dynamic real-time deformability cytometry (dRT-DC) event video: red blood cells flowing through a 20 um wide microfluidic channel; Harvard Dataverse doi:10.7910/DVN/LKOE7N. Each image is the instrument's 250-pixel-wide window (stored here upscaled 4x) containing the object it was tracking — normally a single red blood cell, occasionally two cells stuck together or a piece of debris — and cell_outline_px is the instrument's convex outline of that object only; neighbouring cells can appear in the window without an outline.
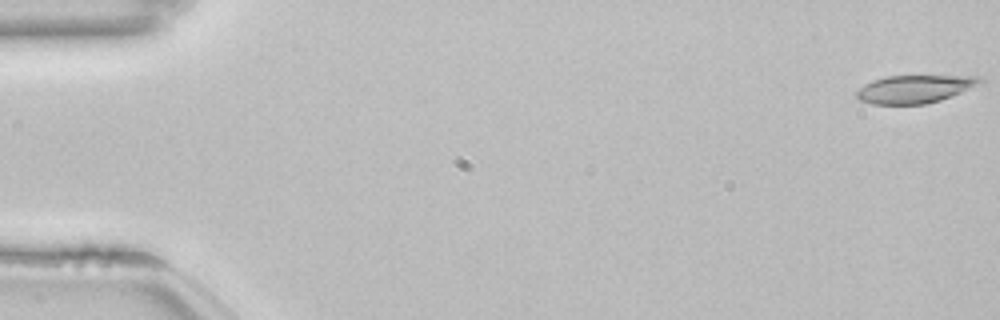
{"species": "common noctule bat (a hibernating species)", "species_latin": "Nyctalus noctula", "temperature_condition": "room temperature", "stored_images_in_passage": 54, "camera_frame_rate_fps": 3000, "um_per_image_px": 0.085, "animal": {"sex": "female", "body_mass_g": 22.7, "forearm_length_mm": 54.2}, "frame": {"image": 1, "passage_image": 1, "time_ms": 0.0, "image_size_px": [1000, 320], "cell_outline_px": [[984, 84], [952, 96], [940, 100], [924, 104], [872, 104], [860, 100], [856, 96], [856, 92], [864, 84], [872, 80], [884, 76], [980, 76], [984, 80]], "centroid_in_image_um": [77.8, 7.56], "position_along_channel_um": 7.2, "area_um2": 20.29}}
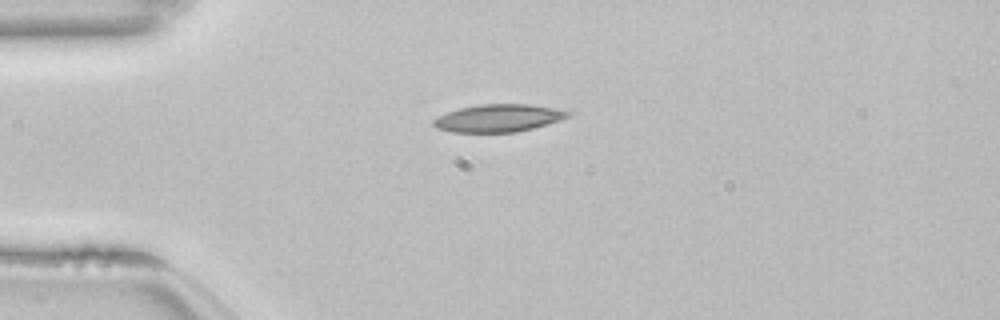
{"frame": {"image": 2, "passage_image": 14, "time_ms": 4.333, "image_size_px": [1000, 320], "cell_outline_px": [[572, 116], [560, 120], [532, 128], [516, 132], [452, 132], [436, 128], [432, 124], [432, 120], [448, 112], [460, 108], [480, 104], [528, 104], [552, 108], [572, 112]], "centroid_in_image_um": [42.36, 10.04], "position_along_channel_um": 42.6, "area_um2": 21.44}}
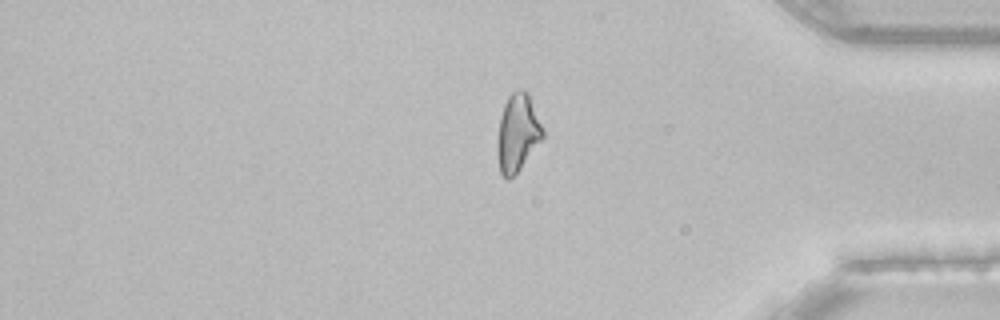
{"frame": {"image": 3, "passage_image": 45, "time_ms": 14.667, "image_size_px": [1000, 320], "cell_outline_px": [[544, 136], [520, 168], [508, 180], [504, 180], [500, 172], [496, 152], [496, 140], [500, 116], [504, 104], [508, 96], [512, 92], [520, 88], [524, 88], [528, 92], [544, 128]], "centroid_in_image_um": [43.97, 11.27], "position_along_channel_um": 391.2, "area_um2": 20.87}, "authors_computed_cell_mechanics": {"area_um2": 21.0392, "velocity_mm_per_s": 3.8423, "shape_relaxation_time_tau1_ms": null, "shape_relaxation_time_tau2_ms": 4.6587, "deformation_change_tau1": null, "deformation_change_tau2": 0.1369}}